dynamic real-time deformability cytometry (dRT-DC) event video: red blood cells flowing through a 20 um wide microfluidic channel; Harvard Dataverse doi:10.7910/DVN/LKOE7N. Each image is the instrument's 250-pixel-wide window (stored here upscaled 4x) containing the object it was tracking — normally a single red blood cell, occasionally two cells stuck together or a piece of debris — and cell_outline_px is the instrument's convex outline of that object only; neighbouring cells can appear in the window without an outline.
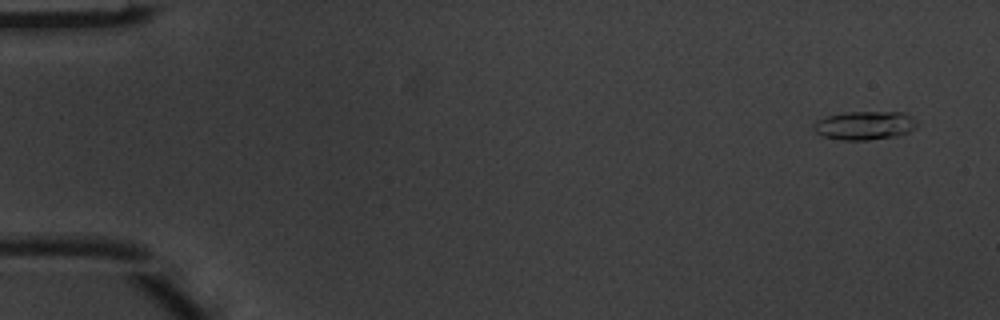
{"species": "common noctule bat (a hibernating species)", "species_latin": "Nyctalus noctula", "temperature_condition": "warm", "stored_images_in_passage": 5, "camera_frame_rate_fps": 3000, "um_per_image_px": 0.085, "animal": {"sex": "male", "body_mass_g": 20.1, "forearm_length_mm": 53.5}, "frame": {"image": 1, "passage_image": 1, "time_ms": 0.0, "image_size_px": [1000, 320], "cell_outline_px": [[920, 124], [908, 132], [896, 136], [868, 140], [840, 140], [824, 136], [816, 132], [812, 124], [816, 120], [828, 116], [844, 112], [904, 112], [912, 116]], "centroid_in_image_um": [73.52, 10.66], "position_along_channel_um": 11.5, "area_um2": 17.34}}
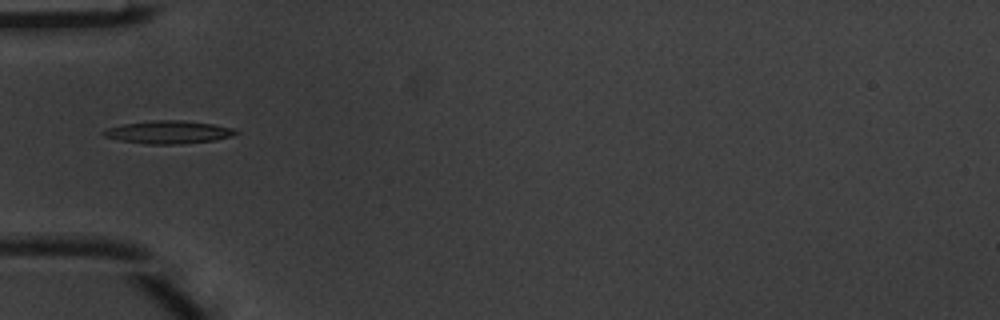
{"frame": {"image": 2, "passage_image": 5, "time_ms": 1.333, "image_size_px": [1000, 320], "cell_outline_px": [[240, 132], [232, 136], [216, 140], [180, 144], [148, 144], [120, 140], [104, 136], [100, 132], [108, 128], [124, 124], [152, 120], [180, 120], [212, 124], [232, 128]], "centroid_in_image_um": [14.33, 11.23], "position_along_channel_um": 70.7, "area_um2": 17.51}}